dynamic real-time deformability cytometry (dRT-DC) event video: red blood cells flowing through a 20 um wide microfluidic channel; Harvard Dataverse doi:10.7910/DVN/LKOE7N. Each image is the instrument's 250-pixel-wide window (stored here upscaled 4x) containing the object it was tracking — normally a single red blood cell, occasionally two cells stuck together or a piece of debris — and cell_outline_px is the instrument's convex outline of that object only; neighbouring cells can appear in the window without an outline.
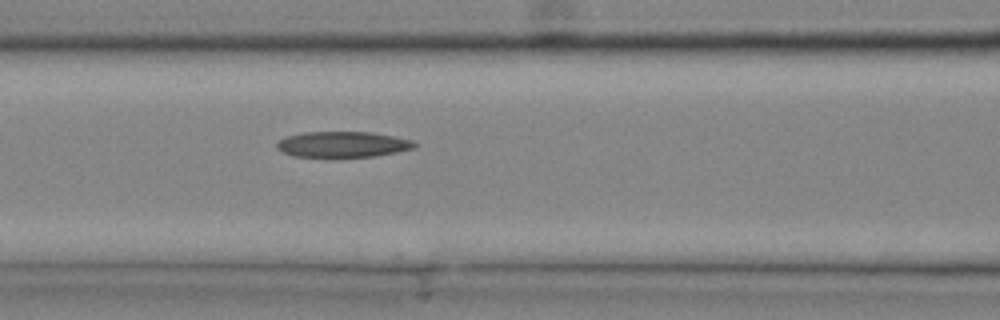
{"species": "common noctule bat (a hibernating species)", "species_latin": "Nyctalus noctula", "temperature_condition": "cold", "stored_images_in_passage": 31, "camera_frame_rate_fps": 3000, "um_per_image_px": 0.085, "animal": {"sex": "male", "body_mass_g": 20.4}, "frame": {"image": 1, "passage_image": 14, "time_ms": 4.333, "image_size_px": [1000, 320], "cell_outline_px": [[416, 148], [376, 156], [336, 160], [332, 160], [292, 156], [276, 148], [276, 144], [280, 140], [288, 136], [304, 132], [372, 132], [412, 140], [416, 144]], "centroid_in_image_um": [29.1, 12.33], "position_along_channel_um": 137.5, "area_um2": 21.62}}